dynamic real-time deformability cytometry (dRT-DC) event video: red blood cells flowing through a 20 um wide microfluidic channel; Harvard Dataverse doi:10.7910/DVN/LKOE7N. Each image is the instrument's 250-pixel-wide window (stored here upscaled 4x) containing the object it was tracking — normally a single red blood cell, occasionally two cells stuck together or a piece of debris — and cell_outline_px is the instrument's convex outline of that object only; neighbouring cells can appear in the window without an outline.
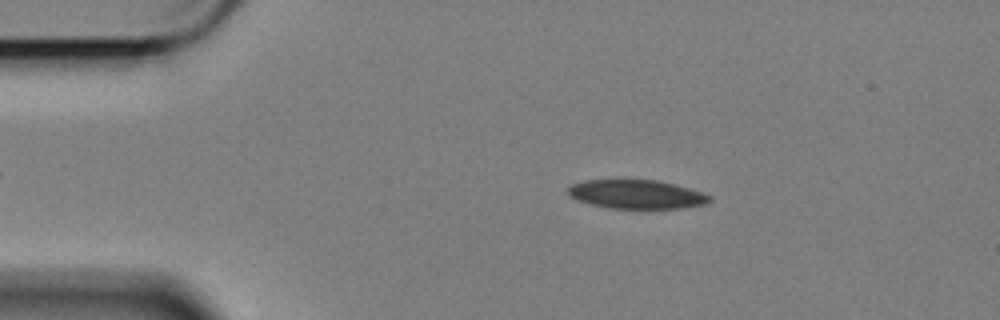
{"species": "Egyptian fruit bat (a non-hibernating species)", "species_latin": "Rousettus aegyptiacus", "temperature_condition": "cold", "stored_images_in_passage": 48, "camera_frame_rate_fps": 3000, "um_per_image_px": 0.085, "animal": {"sex": "female"}, "frame": {"image": 1, "passage_image": 9, "time_ms": 2.667, "image_size_px": [1000, 320], "cell_outline_px": [[712, 200], [704, 204], [680, 208], [608, 208], [576, 200], [568, 196], [568, 188], [572, 184], [588, 180], [656, 180], [676, 184], [712, 196]], "centroid_in_image_um": [54.09, 16.51], "position_along_channel_um": 30.9, "area_um2": 23.64}}
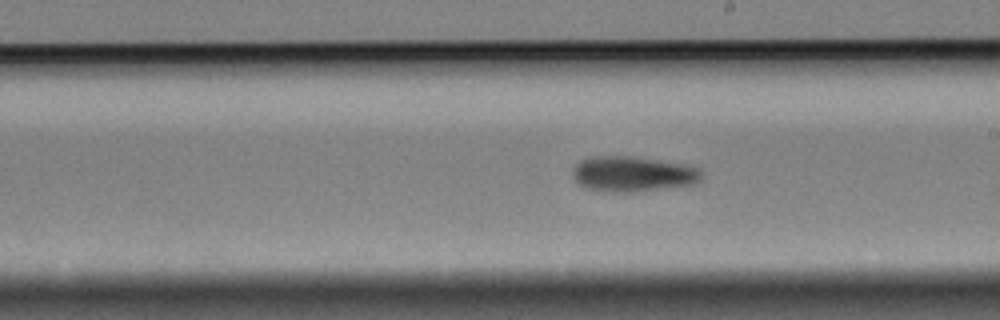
{"frame": {"image": 2, "passage_image": 31, "time_ms": 10.0, "image_size_px": [1000, 320], "cell_outline_px": [[704, 172], [700, 180], [696, 184], [632, 192], [600, 192], [584, 188], [572, 176], [572, 172], [576, 164], [580, 160], [588, 156], [632, 156], [688, 164], [700, 168]], "centroid_in_image_um": [53.8, 14.78], "position_along_channel_um": 235.2, "area_um2": 27.11}}
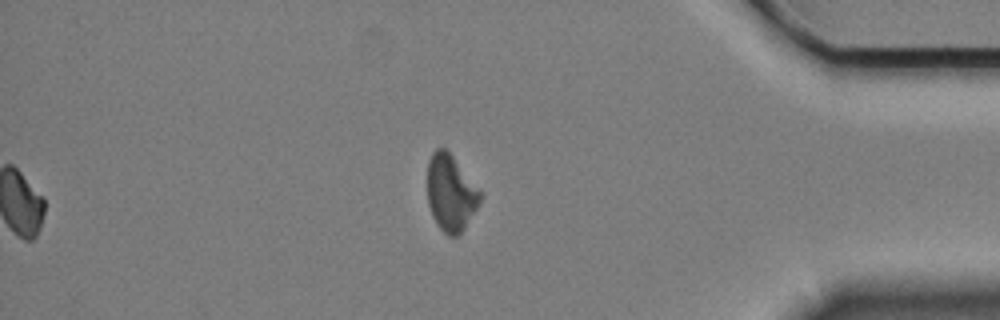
{"frame": {"image": 3, "passage_image": 48, "time_ms": 15.667, "image_size_px": [1000, 320], "cell_outline_px": [[480, 200], [476, 208], [464, 228], [456, 236], [448, 236], [436, 224], [432, 216], [428, 204], [428, 160], [432, 152], [436, 148], [444, 148], [452, 156], [480, 192]], "centroid_in_image_um": [38.26, 16.41], "position_along_channel_um": 396.9, "area_um2": 22.83}, "authors_computed_cell_mechanics": {"area_um2": 25.5765, "velocity_mm_per_s": 3.3993, "shape_relaxation_time_tau1_ms": 10.4569, "shape_relaxation_time_tau2_ms": null, "deformation_change_tau1": 0.1258, "deformation_change_tau2": null}}